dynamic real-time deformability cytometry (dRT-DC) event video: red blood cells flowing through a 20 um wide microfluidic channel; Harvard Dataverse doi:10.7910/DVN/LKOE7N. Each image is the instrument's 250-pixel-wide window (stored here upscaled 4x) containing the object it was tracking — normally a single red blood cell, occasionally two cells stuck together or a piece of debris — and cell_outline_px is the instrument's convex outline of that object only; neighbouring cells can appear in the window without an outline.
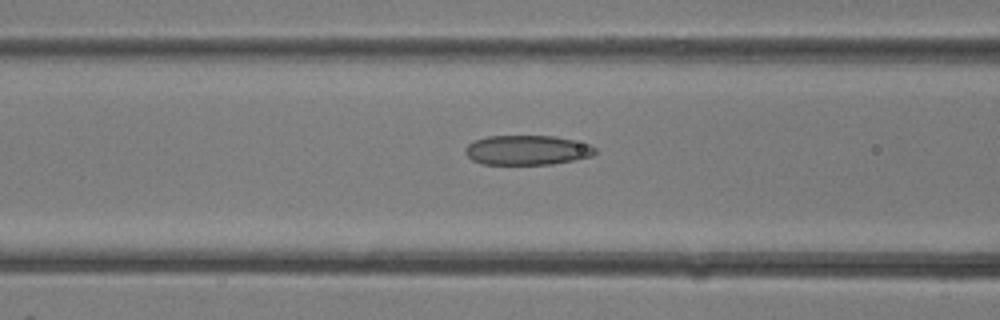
{"species": "common noctule bat (a hibernating species)", "species_latin": "Nyctalus noctula", "temperature_condition": "room temperature", "stored_images_in_passage": 26, "camera_frame_rate_fps": 3000, "um_per_image_px": 0.085, "animal": {"sex": "female"}, "frame": {"image": 1, "passage_image": 13, "time_ms": 4.0, "image_size_px": [1000, 320], "cell_outline_px": [[596, 152], [592, 156], [552, 164], [484, 164], [472, 160], [464, 152], [464, 148], [472, 140], [488, 136], [556, 136], [588, 144], [596, 148]], "centroid_in_image_um": [44.77, 12.75], "position_along_channel_um": 121.8, "area_um2": 22.43}}
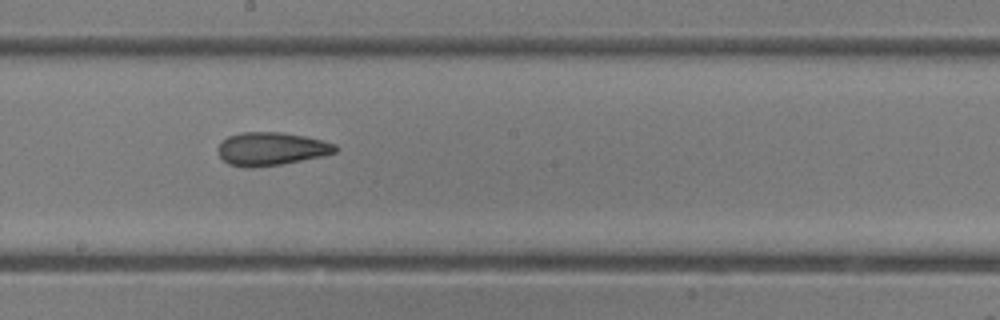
{"frame": {"image": 2, "passage_image": 18, "time_ms": 5.667, "image_size_px": [1000, 320], "cell_outline_px": [[340, 148], [336, 152], [324, 156], [280, 164], [252, 168], [244, 168], [228, 164], [216, 152], [216, 148], [228, 136], [240, 132], [280, 132], [304, 136], [336, 144]], "centroid_in_image_um": [23.04, 12.66], "position_along_channel_um": 225.2, "area_um2": 22.83}}
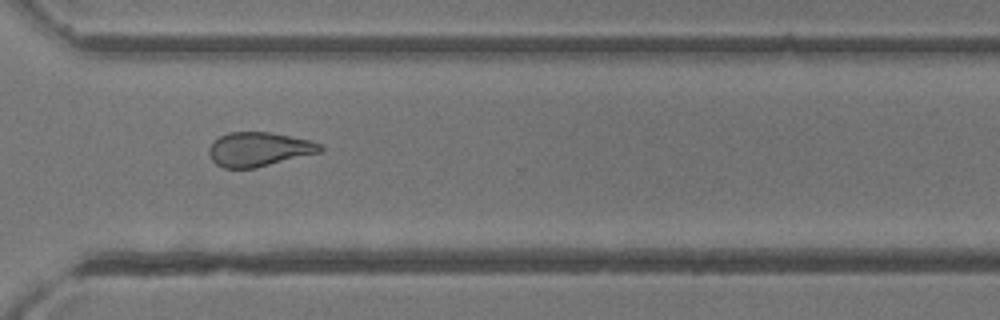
{"frame": {"image": 3, "passage_image": 24, "time_ms": 7.667, "image_size_px": [1000, 320], "cell_outline_px": [[324, 152], [256, 168], [224, 168], [216, 164], [212, 160], [208, 152], [208, 148], [220, 136], [228, 132], [268, 132], [312, 140], [320, 144], [324, 148]], "centroid_in_image_um": [22.06, 12.7], "position_along_channel_um": 348.5, "area_um2": 22.37}}